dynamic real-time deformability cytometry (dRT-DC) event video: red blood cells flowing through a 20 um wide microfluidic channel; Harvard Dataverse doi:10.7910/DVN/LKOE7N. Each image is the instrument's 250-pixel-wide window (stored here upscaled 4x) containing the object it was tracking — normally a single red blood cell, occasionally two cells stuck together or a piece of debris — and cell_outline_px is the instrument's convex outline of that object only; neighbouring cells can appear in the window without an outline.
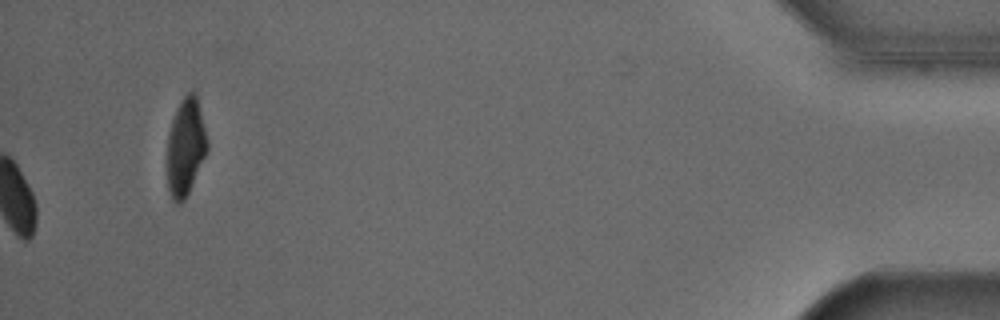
{"species": "Egyptian fruit bat (a non-hibernating species)", "species_latin": "Rousettus aegyptiacus", "temperature_condition": "cold", "stored_images_in_passage": 45, "camera_frame_rate_fps": 3000, "um_per_image_px": 0.085, "animal": {"sex": "male"}, "frame": {"image": 1, "passage_image": 45, "time_ms": 14.667, "image_size_px": [1000, 320], "cell_outline_px": [[208, 152], [184, 200], [180, 204], [176, 204], [172, 200], [168, 188], [168, 136], [172, 120], [176, 108], [180, 100], [188, 92], [196, 92], [208, 140]], "centroid_in_image_um": [15.79, 12.48], "position_along_channel_um": 419.4, "area_um2": 22.77}}